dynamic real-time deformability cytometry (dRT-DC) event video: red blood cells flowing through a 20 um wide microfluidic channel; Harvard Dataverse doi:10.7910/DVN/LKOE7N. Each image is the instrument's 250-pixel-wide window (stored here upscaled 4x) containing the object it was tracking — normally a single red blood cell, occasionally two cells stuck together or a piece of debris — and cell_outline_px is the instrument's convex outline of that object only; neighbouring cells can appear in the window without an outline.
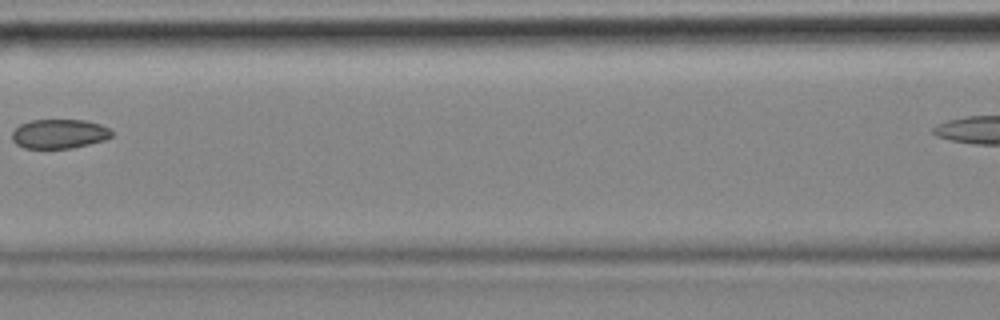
{"species": "common noctule bat (a hibernating species)", "species_latin": "Nyctalus noctula", "temperature_condition": "cold", "stored_images_in_passage": 7, "camera_frame_rate_fps": 3000, "um_per_image_px": 0.085, "animal": {"sex": "female", "body_mass_g": 18.4}, "frame": {"image": 1, "passage_image": 7, "time_ms": 2.0, "image_size_px": [1000, 320], "cell_outline_px": [[112, 136], [104, 140], [72, 148], [24, 148], [16, 144], [12, 140], [12, 132], [20, 124], [32, 120], [84, 120], [100, 124], [108, 128], [112, 132]], "centroid_in_image_um": [5.02, 11.37], "position_along_channel_um": 161.6, "area_um2": 16.94}}